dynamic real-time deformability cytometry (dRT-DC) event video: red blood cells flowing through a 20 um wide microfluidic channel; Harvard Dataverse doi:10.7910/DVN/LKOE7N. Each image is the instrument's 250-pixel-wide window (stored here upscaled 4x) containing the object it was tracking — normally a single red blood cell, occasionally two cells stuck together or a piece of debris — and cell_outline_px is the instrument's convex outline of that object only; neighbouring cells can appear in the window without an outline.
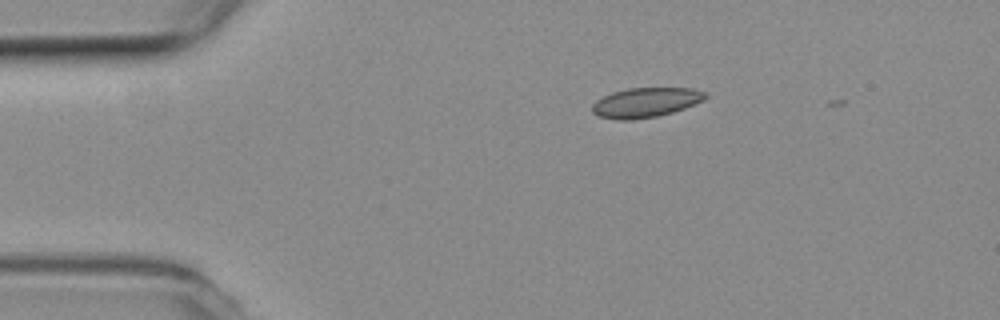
{"species": "common noctule bat (a hibernating species)", "species_latin": "Nyctalus noctula", "temperature_condition": "room temperature", "stored_images_in_passage": 2, "camera_frame_rate_fps": 3000, "um_per_image_px": 0.085, "animal": {"sex": "female", "body_mass_g": 19.3, "forearm_length_mm": 54.1}, "frame": {"image": 1, "passage_image": 1, "time_ms": 0.0, "image_size_px": [1000, 320], "cell_outline_px": [[708, 96], [704, 100], [684, 108], [672, 112], [656, 116], [632, 120], [620, 120], [600, 116], [592, 112], [592, 104], [596, 100], [612, 92], [628, 88], [692, 88], [704, 92]], "centroid_in_image_um": [54.87, 8.7], "position_along_channel_um": 30.1, "area_um2": 19.42}}